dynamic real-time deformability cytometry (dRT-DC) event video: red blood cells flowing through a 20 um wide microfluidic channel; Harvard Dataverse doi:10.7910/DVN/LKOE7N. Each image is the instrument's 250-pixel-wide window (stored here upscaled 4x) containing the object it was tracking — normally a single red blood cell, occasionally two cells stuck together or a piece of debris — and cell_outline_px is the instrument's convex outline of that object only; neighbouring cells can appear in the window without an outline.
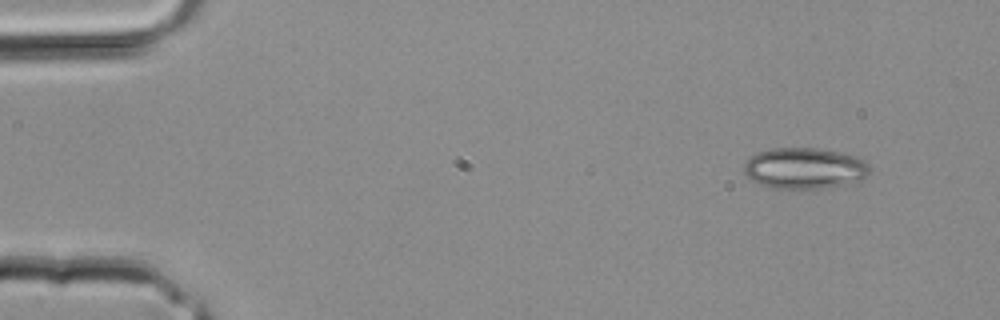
{"species": "common noctule bat (a hibernating species)", "species_latin": "Nyctalus noctula", "temperature_condition": "room temperature", "stored_images_in_passage": 3, "camera_frame_rate_fps": 3000, "um_per_image_px": 0.085, "animal": {"sex": "male", "body_mass_g": 20.4}, "frame": {"image": 1, "passage_image": 1, "time_ms": 0.0, "image_size_px": [1000, 320], "cell_outline_px": [[868, 172], [864, 176], [856, 180], [844, 184], [820, 188], [772, 188], [760, 184], [752, 180], [744, 172], [744, 164], [756, 152], [772, 148], [816, 148], [840, 152], [856, 156], [868, 160]], "centroid_in_image_um": [68.36, 14.28], "position_along_channel_um": 16.6, "area_um2": 29.77}}